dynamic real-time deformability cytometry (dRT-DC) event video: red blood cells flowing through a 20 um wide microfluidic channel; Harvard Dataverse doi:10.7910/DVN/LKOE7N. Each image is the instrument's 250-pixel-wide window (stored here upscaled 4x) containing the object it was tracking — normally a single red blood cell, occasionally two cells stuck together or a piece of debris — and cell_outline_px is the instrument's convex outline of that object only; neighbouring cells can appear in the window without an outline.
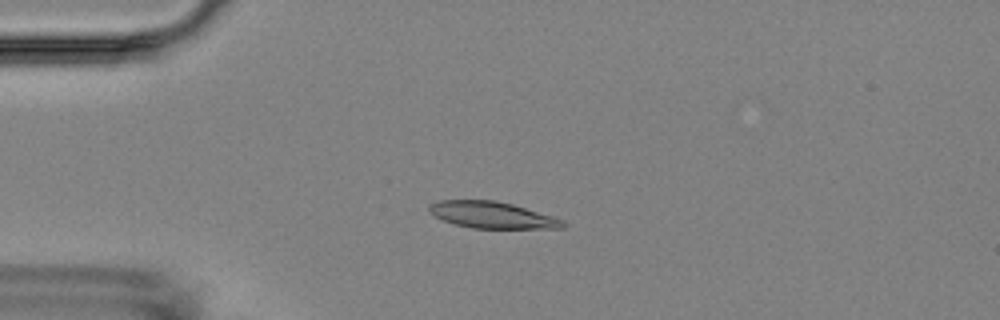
{"species": "Egyptian fruit bat (a non-hibernating species)", "species_latin": "Rousettus aegyptiacus", "temperature_condition": "room temperature", "stored_images_in_passage": 4, "camera_frame_rate_fps": 3000, "um_per_image_px": 0.085, "animal": {"sex": "female"}, "frame": {"image": 1, "passage_image": 2, "time_ms": 2.0, "image_size_px": [1000, 320], "cell_outline_px": [[568, 224], [564, 228], [472, 228], [456, 224], [444, 220], [428, 212], [428, 204], [440, 200], [496, 200], [512, 204], [552, 216], [564, 220]], "centroid_in_image_um": [41.83, 18.27], "position_along_channel_um": 43.2, "area_um2": 20.63}}